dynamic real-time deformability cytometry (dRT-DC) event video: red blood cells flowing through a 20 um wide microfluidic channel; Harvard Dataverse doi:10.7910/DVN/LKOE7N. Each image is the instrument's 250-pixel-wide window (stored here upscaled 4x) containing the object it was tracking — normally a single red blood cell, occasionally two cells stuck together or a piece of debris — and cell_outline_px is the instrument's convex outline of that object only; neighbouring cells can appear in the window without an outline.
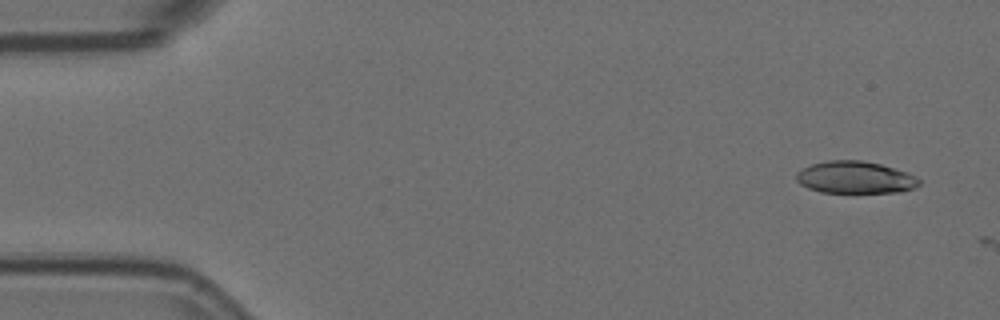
{"species": "Egyptian fruit bat (a non-hibernating species)", "species_latin": "Rousettus aegyptiacus", "temperature_condition": "room temperature", "stored_images_in_passage": 6, "camera_frame_rate_fps": 3000, "um_per_image_px": 0.085, "animal": {"sex": "female"}, "frame": {"image": 1, "passage_image": 3, "time_ms": 0.667, "image_size_px": [1000, 320], "cell_outline_px": [[920, 184], [912, 188], [900, 192], [820, 192], [808, 188], [800, 184], [796, 180], [796, 172], [812, 164], [828, 160], [860, 160], [880, 164], [908, 172], [916, 176], [920, 180]], "centroid_in_image_um": [72.69, 15.07], "position_along_channel_um": 12.3, "area_um2": 22.95}}